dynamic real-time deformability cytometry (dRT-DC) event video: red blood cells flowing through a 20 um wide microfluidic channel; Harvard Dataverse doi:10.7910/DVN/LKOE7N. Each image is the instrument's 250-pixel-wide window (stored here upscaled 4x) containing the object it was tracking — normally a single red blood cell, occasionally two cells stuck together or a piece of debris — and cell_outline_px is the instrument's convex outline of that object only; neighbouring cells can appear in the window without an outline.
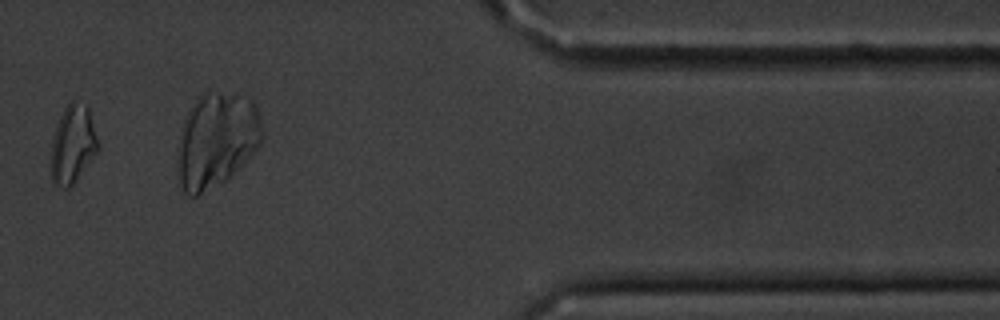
{"species": "common noctule bat (a hibernating species)", "species_latin": "Nyctalus noctula", "temperature_condition": "cold", "stored_images_in_passage": 13, "camera_frame_rate_fps": 3000, "um_per_image_px": 0.085, "animal": {"sex": "male", "body_mass_g": 20.1, "forearm_length_mm": 53.5}, "frame": {"image": 1, "passage_image": 11, "time_ms": 12.333, "image_size_px": [1000, 320], "cell_outline_px": [[100, 148], [76, 180], [68, 188], [60, 188], [52, 184], [52, 140], [60, 116], [64, 108], [72, 100], [76, 100], [88, 108], [100, 144]], "centroid_in_image_um": [6.2, 12.28], "position_along_channel_um": 405.2, "area_um2": 21.21}, "authors_computed_cell_mechanics": {"area_um2": 17.629, "velocity_mm_per_s": 3.4175, "shape_relaxation_time_tau1_ms": null, "shape_relaxation_time_tau2_ms": 2.0266, "deformation_change_tau1": null, "deformation_change_tau2": 0.0962}}